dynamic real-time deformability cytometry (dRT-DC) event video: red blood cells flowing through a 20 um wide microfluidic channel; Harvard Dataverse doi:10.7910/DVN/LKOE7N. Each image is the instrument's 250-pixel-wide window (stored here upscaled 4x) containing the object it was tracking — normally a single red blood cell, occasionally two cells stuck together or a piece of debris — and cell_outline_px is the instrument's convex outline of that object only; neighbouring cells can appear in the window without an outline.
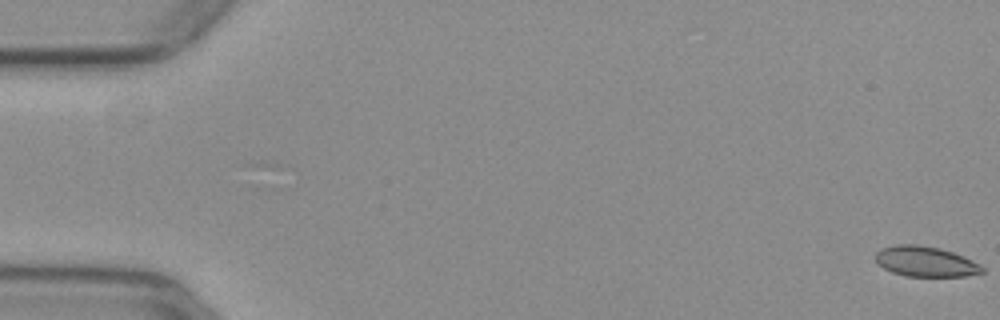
{"species": "common noctule bat (a hibernating species)", "species_latin": "Nyctalus noctula", "temperature_condition": "warm", "stored_images_in_passage": 55, "segment_of_instrument_passage": [1, 2], "camera_frame_rate_fps": 3000, "um_per_image_px": 0.085, "animal": {"sex": "female", "body_mass_g": 29.2, "forearm_length_mm": 56.3}, "frame": {"image": 1, "passage_image": 1, "time_ms": 0.0, "image_size_px": [1000, 320], "cell_outline_px": [[984, 272], [968, 276], [904, 276], [892, 272], [884, 268], [876, 260], [876, 252], [880, 248], [896, 244], [916, 244], [940, 248], [964, 256], [980, 264], [984, 268]], "centroid_in_image_um": [78.68, 22.22], "position_along_channel_um": 6.3, "area_um2": 18.9}}
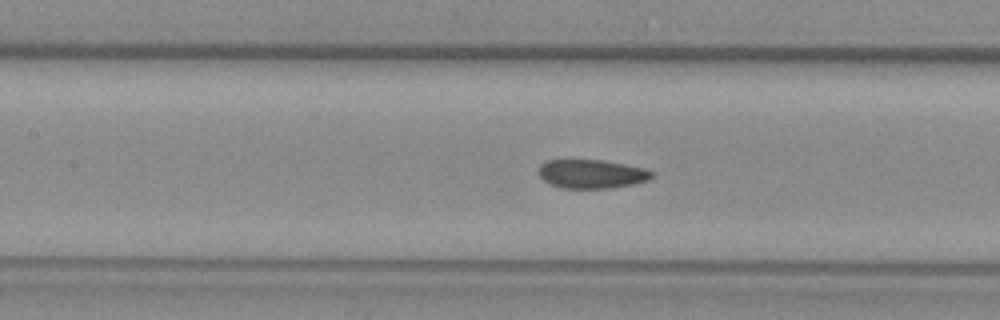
{"frame": {"image": 2, "passage_image": 25, "time_ms": 8.0, "image_size_px": [1000, 320], "cell_outline_px": [[656, 176], [648, 180], [632, 184], [612, 188], [560, 188], [544, 180], [540, 176], [540, 164], [548, 160], [604, 160], [644, 168], [656, 172]], "centroid_in_image_um": [50.35, 14.78], "position_along_channel_um": 157.0, "area_um2": 19.02}}
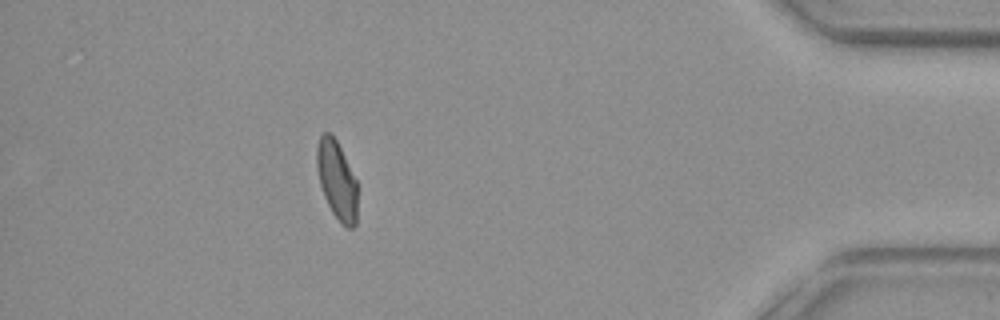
{"frame": {"image": 3, "passage_image": 48, "time_ms": 15.667, "image_size_px": [1000, 320], "cell_outline_px": [[356, 224], [352, 228], [348, 228], [340, 224], [332, 212], [324, 196], [320, 184], [316, 168], [316, 148], [320, 136], [324, 132], [328, 132], [336, 140], [356, 180]], "centroid_in_image_um": [28.6, 15.33], "position_along_channel_um": 406.6, "area_um2": 18.38}}